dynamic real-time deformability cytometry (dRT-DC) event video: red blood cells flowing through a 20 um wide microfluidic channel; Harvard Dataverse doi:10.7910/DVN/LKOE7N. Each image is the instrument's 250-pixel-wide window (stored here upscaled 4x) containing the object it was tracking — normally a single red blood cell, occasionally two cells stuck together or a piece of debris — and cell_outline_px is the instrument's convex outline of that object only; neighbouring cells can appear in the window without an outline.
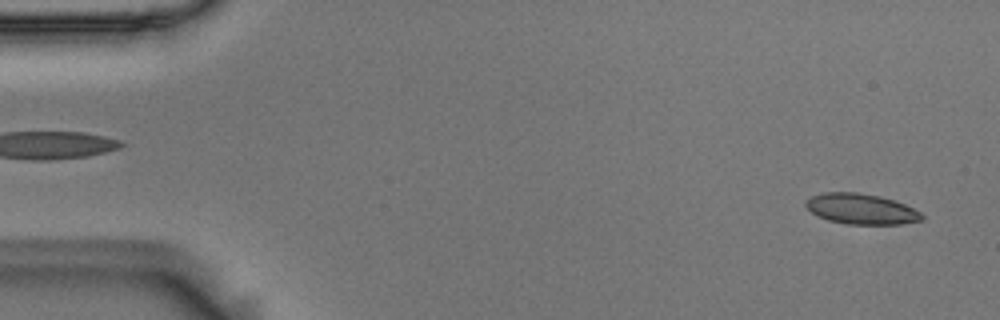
{"species": "Egyptian fruit bat (a non-hibernating species)", "species_latin": "Rousettus aegyptiacus", "temperature_condition": "room temperature", "stored_images_in_passage": 5, "segment_of_instrument_passage": [2, 2], "camera_frame_rate_fps": 3000, "um_per_image_px": 0.085, "animal": {"sex": "male"}, "frame": {"image": 1, "passage_image": 5, "time_ms": 1.333, "image_size_px": [1000, 320], "cell_outline_px": [[924, 220], [900, 224], [848, 224], [828, 220], [816, 216], [804, 204], [812, 196], [824, 192], [856, 192], [880, 196], [904, 204], [920, 212], [924, 216]], "centroid_in_image_um": [73.2, 17.76], "position_along_channel_um": 11.8, "area_um2": 20.52}}